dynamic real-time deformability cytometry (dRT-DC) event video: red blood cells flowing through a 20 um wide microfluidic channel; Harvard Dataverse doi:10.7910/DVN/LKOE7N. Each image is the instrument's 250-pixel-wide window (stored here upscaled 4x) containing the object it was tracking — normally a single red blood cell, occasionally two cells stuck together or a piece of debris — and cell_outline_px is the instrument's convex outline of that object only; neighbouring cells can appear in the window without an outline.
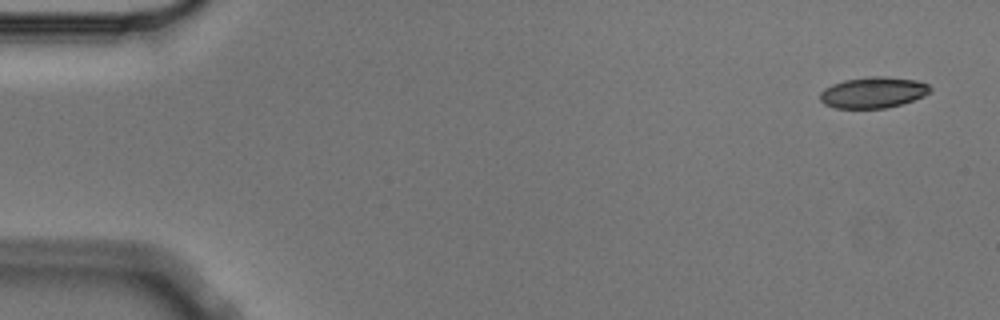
{"species": "Egyptian fruit bat (a non-hibernating species)", "species_latin": "Rousettus aegyptiacus", "temperature_condition": "cold", "stored_images_in_passage": 5, "camera_frame_rate_fps": 3000, "um_per_image_px": 0.085, "animal": {"sex": "male"}, "frame": {"image": 1, "passage_image": 1, "time_ms": 0.0, "image_size_px": [1000, 320], "cell_outline_px": [[932, 92], [924, 96], [900, 104], [884, 108], [836, 108], [824, 104], [820, 100], [820, 92], [824, 88], [832, 84], [844, 80], [872, 76], [884, 76], [916, 80], [928, 84], [932, 88]], "centroid_in_image_um": [74.22, 7.85], "position_along_channel_um": 10.8, "area_um2": 19.94}}
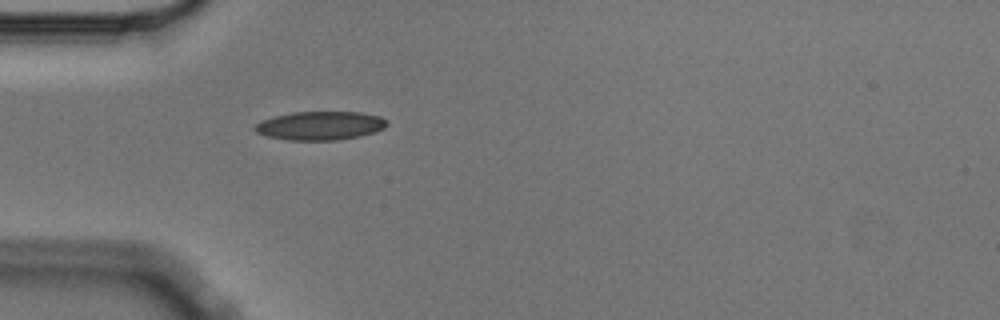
{"frame": {"image": 2, "passage_image": 5, "time_ms": 1.333, "image_size_px": [1000, 320], "cell_outline_px": [[388, 124], [384, 128], [360, 136], [336, 140], [288, 140], [268, 136], [256, 132], [252, 128], [260, 120], [292, 112], [360, 112], [380, 116]], "centroid_in_image_um": [27.18, 10.68], "position_along_channel_um": 57.8, "area_um2": 21.91}}